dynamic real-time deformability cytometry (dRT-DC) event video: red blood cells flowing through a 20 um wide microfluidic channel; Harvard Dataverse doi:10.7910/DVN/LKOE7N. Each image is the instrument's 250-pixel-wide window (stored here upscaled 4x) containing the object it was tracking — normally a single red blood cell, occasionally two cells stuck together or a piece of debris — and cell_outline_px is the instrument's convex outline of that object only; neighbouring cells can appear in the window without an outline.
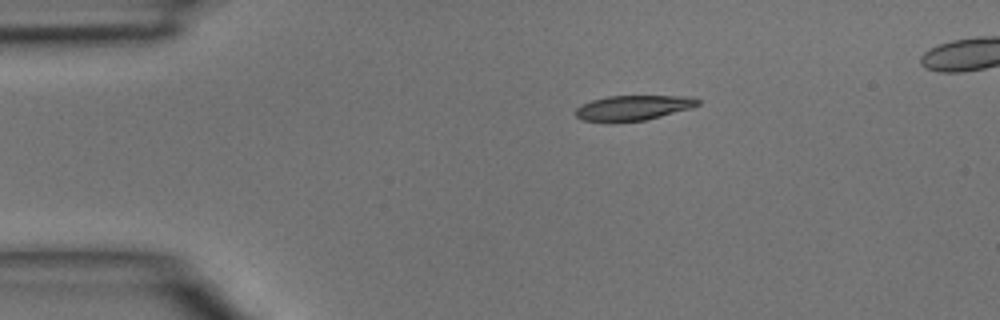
{"species": "common noctule bat (a hibernating species)", "species_latin": "Nyctalus noctula", "temperature_condition": "room temperature", "stored_images_in_passage": 3, "camera_frame_rate_fps": 3000, "um_per_image_px": 0.085, "animal": {"sex": "male", "body_mass_g": 15.6}, "frame": {"image": 1, "passage_image": 1, "time_ms": 0.0, "image_size_px": [1000, 320], "cell_outline_px": [[700, 104], [692, 108], [644, 120], [580, 120], [576, 116], [576, 108], [580, 104], [592, 100], [608, 96], [692, 96], [700, 100]], "centroid_in_image_um": [53.86, 9.13], "position_along_channel_um": 31.1, "area_um2": 17.4}}